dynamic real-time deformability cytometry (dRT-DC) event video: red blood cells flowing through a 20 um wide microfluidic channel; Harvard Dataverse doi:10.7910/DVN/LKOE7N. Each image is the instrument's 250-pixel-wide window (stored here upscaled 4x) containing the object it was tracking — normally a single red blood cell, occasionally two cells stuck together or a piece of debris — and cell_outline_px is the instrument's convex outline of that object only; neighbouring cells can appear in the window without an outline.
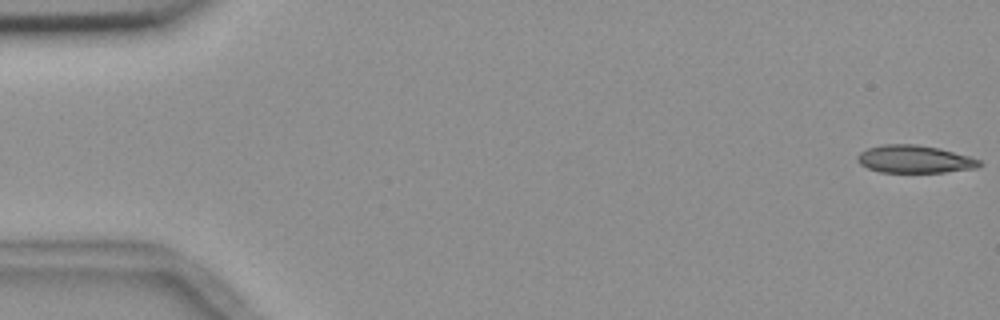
{"species": "common noctule bat (a hibernating species)", "species_latin": "Nyctalus noctula", "temperature_condition": "room temperature", "stored_images_in_passage": 42, "camera_frame_rate_fps": 3000, "um_per_image_px": 0.085, "animal": {"sex": "female", "body_mass_g": 18.4}, "frame": {"image": 1, "passage_image": 1, "time_ms": 0.0, "image_size_px": [1000, 320], "cell_outline_px": [[984, 164], [976, 168], [944, 172], [880, 172], [868, 168], [860, 164], [856, 160], [856, 156], [860, 152], [868, 148], [884, 144], [916, 144], [940, 148], [968, 156], [980, 160]], "centroid_in_image_um": [77.73, 13.53], "position_along_channel_um": 7.3, "area_um2": 19.71}}
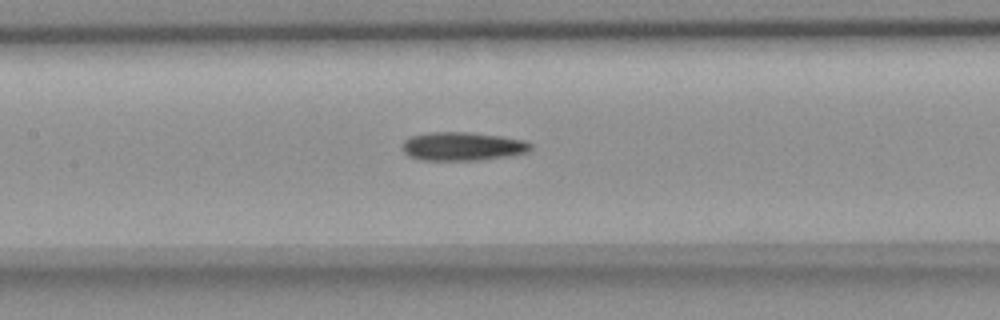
{"frame": {"image": 2, "passage_image": 26, "time_ms": 8.333, "image_size_px": [1000, 320], "cell_outline_px": [[532, 148], [528, 152], [508, 156], [476, 160], [420, 160], [408, 156], [404, 152], [404, 140], [412, 136], [428, 132], [468, 132], [500, 136], [524, 140], [532, 144]], "centroid_in_image_um": [39.32, 12.44], "position_along_channel_um": 168.1, "area_um2": 21.27}}
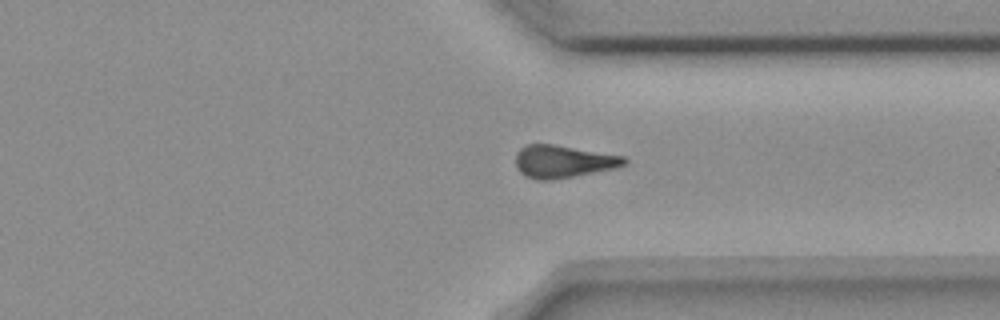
{"frame": {"image": 3, "passage_image": 42, "time_ms": 13.667, "image_size_px": [1000, 320], "cell_outline_px": [[628, 160], [624, 164], [616, 168], [552, 180], [536, 180], [520, 172], [516, 168], [516, 152], [520, 148], [528, 144], [552, 144], [624, 156]], "centroid_in_image_um": [47.84, 13.73], "position_along_channel_um": 363.6, "area_um2": 20.46}}